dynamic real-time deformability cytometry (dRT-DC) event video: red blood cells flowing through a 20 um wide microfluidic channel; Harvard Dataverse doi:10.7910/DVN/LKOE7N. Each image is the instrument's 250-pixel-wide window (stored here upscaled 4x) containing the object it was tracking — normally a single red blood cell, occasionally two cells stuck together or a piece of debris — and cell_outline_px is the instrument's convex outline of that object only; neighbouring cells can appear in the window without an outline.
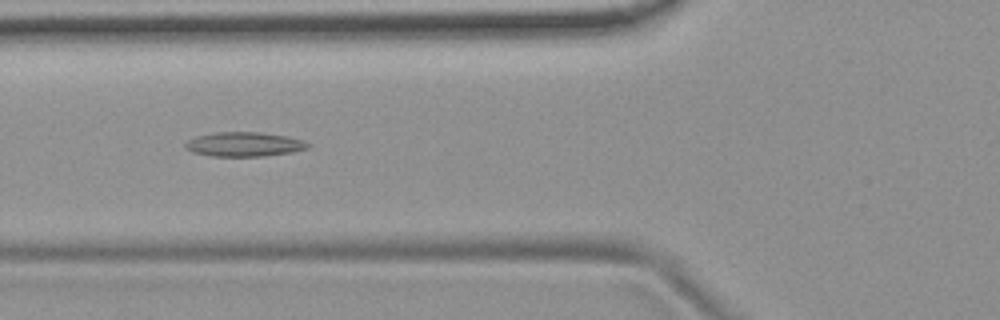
{"species": "common noctule bat (a hibernating species)", "species_latin": "Nyctalus noctula", "temperature_condition": "room temperature", "stored_images_in_passage": 38, "camera_frame_rate_fps": 3000, "um_per_image_px": 0.085, "animal": {"sex": "female", "body_mass_g": 19.9}, "frame": {"image": 1, "passage_image": 4, "time_ms": 1.0, "image_size_px": [1000, 320], "cell_outline_px": [[312, 144], [308, 148], [292, 152], [264, 156], [212, 156], [192, 152], [184, 148], [184, 144], [188, 140], [196, 136], [216, 132], [260, 132], [284, 136], [304, 140]], "centroid_in_image_um": [20.75, 12.26], "position_along_channel_um": 105.1, "area_um2": 17.46}}
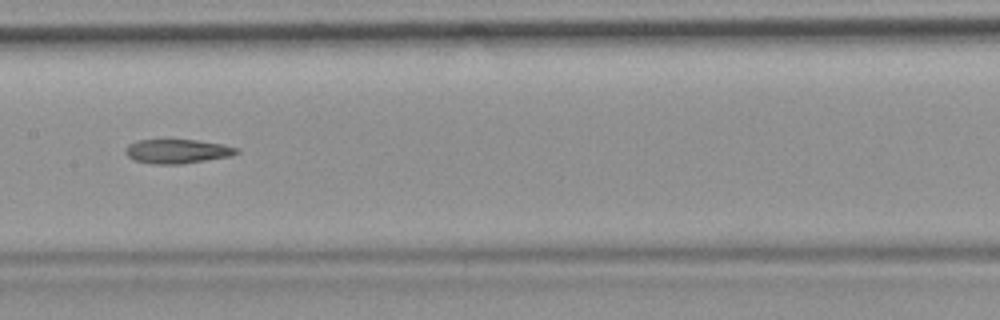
{"frame": {"image": 2, "passage_image": 11, "time_ms": 3.333, "image_size_px": [1000, 320], "cell_outline_px": [[240, 152], [232, 156], [180, 164], [152, 164], [136, 160], [128, 156], [124, 152], [124, 148], [128, 144], [136, 140], [196, 140], [220, 144], [236, 148]], "centroid_in_image_um": [15.03, 12.86], "position_along_channel_um": 192.4, "area_um2": 15.55}}
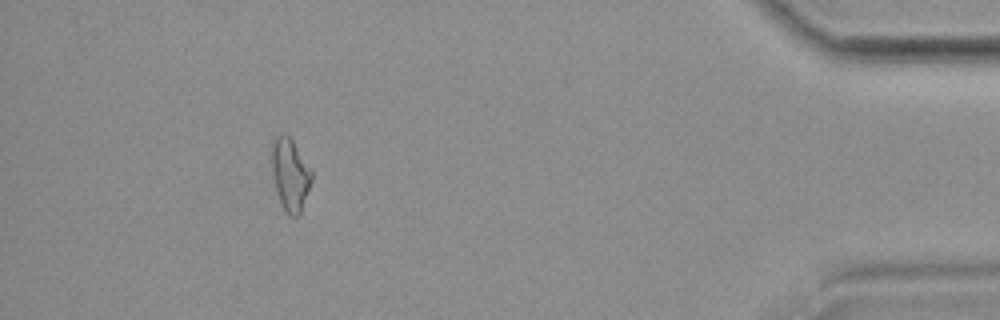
{"frame": {"image": 3, "passage_image": 33, "time_ms": 10.667, "image_size_px": [1000, 320], "cell_outline_px": [[312, 180], [300, 212], [296, 216], [288, 216], [280, 204], [272, 172], [272, 144], [276, 136], [284, 132], [292, 140], [312, 172]], "centroid_in_image_um": [24.65, 14.84], "position_along_channel_um": 410.6, "area_um2": 16.47}, "authors_computed_cell_mechanics": {"area_um2": 16.2996, "velocity_mm_per_s": 3.7465, "shape_relaxation_time_tau1_ms": null, "shape_relaxation_time_tau2_ms": 6.2492, "deformation_change_tau1": null, "deformation_change_tau2": 0.1619}}